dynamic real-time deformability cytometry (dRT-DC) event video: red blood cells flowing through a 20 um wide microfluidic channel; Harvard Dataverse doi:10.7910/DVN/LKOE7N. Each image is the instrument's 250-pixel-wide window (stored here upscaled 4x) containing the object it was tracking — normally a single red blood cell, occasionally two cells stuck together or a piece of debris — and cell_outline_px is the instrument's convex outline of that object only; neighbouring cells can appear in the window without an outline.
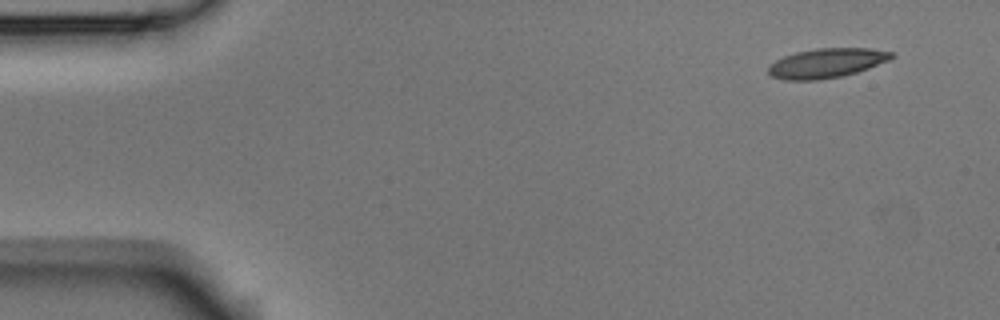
{"species": "Egyptian fruit bat (a non-hibernating species)", "species_latin": "Rousettus aegyptiacus", "temperature_condition": "room temperature", "stored_images_in_passage": 4, "camera_frame_rate_fps": 3000, "um_per_image_px": 0.085, "animal": {"sex": "male"}, "frame": {"image": 1, "passage_image": 1, "time_ms": 0.0, "image_size_px": [1000, 320], "cell_outline_px": [[896, 56], [888, 60], [868, 68], [856, 72], [840, 76], [816, 80], [784, 80], [772, 76], [768, 72], [768, 64], [784, 56], [796, 52], [816, 48], [872, 48], [892, 52]], "centroid_in_image_um": [70.24, 5.35], "position_along_channel_um": 14.8, "area_um2": 21.1}}
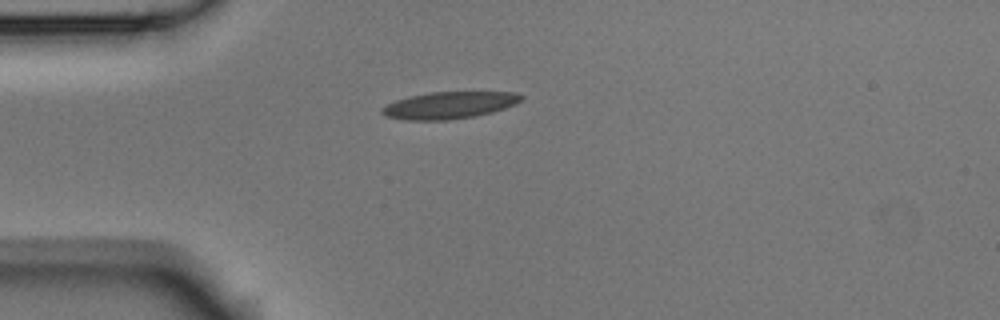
{"frame": {"image": 2, "passage_image": 4, "time_ms": 1.0, "image_size_px": [1000, 320], "cell_outline_px": [[524, 100], [516, 104], [492, 112], [476, 116], [448, 120], [404, 120], [384, 116], [380, 112], [380, 108], [396, 100], [408, 96], [428, 92], [516, 92], [524, 96]], "centroid_in_image_um": [38.18, 8.94], "position_along_channel_um": 46.8, "area_um2": 22.14}}